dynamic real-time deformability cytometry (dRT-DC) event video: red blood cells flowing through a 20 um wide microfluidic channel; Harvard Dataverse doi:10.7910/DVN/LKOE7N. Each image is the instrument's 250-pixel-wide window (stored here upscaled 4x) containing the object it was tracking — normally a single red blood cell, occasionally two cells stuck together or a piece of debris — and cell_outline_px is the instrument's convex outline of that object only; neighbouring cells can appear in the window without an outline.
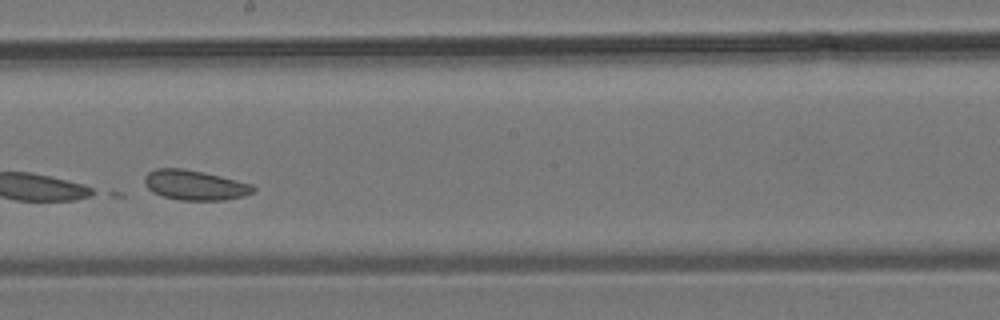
{"species": "common noctule bat (a hibernating species)", "species_latin": "Nyctalus noctula", "temperature_condition": "room temperature", "stored_images_in_passage": 31, "camera_frame_rate_fps": 3000, "um_per_image_px": 0.085, "animal": {"sex": "male", "body_mass_g": 19.2, "forearm_length_mm": 51.8}, "frame": {"image": 1, "passage_image": 18, "time_ms": 5.667, "image_size_px": [1000, 320], "cell_outline_px": [[256, 188], [252, 192], [244, 196], [224, 200], [180, 200], [164, 196], [152, 192], [144, 184], [144, 176], [148, 172], [156, 168], [184, 168], [204, 172], [252, 184]], "centroid_in_image_um": [16.54, 15.73], "position_along_channel_um": 231.7, "area_um2": 18.96}}